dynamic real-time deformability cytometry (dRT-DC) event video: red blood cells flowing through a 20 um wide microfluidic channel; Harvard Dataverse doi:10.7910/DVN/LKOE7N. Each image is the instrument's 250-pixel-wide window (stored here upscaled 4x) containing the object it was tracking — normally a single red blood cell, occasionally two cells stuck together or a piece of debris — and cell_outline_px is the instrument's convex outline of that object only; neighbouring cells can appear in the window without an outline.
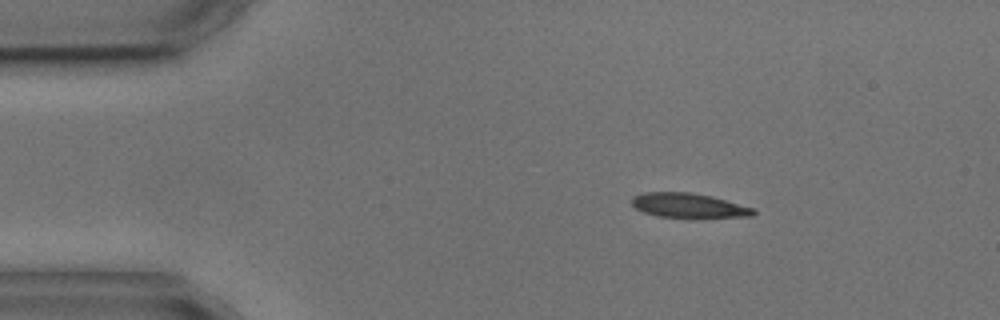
{"species": "common noctule bat (a hibernating species)", "species_latin": "Nyctalus noctula", "temperature_condition": "cold", "stored_images_in_passage": 5, "camera_frame_rate_fps": 3000, "um_per_image_px": 0.085, "animal": {"sex": "male", "body_mass_g": 17.9, "forearm_length_mm": 54.2}, "frame": {"image": 1, "passage_image": 1, "time_ms": 0.0, "image_size_px": [1000, 320], "cell_outline_px": [[756, 212], [752, 216], [660, 216], [644, 212], [636, 208], [632, 204], [632, 196], [644, 192], [688, 192], [712, 196], [752, 208]], "centroid_in_image_um": [58.46, 17.43], "position_along_channel_um": 26.5, "area_um2": 16.65}}
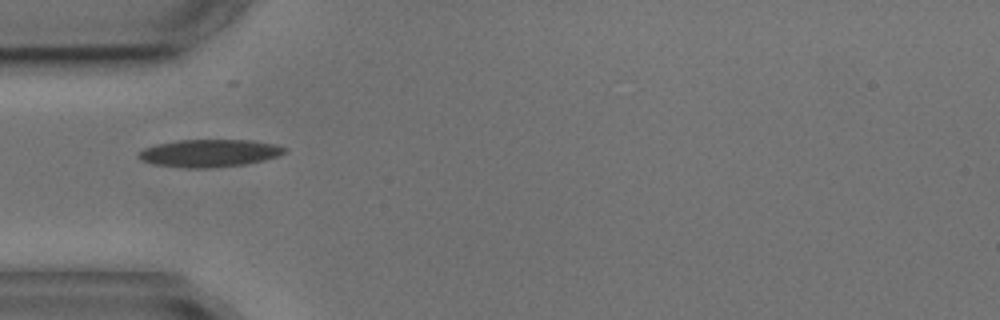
{"frame": {"image": 2, "passage_image": 4, "time_ms": 3.667, "image_size_px": [1000, 320], "cell_outline_px": [[288, 152], [280, 156], [248, 164], [208, 168], [188, 168], [152, 164], [140, 160], [136, 156], [136, 152], [144, 148], [156, 144], [180, 140], [252, 140], [276, 144], [288, 148]], "centroid_in_image_um": [17.82, 13.02], "position_along_channel_um": 67.2, "area_um2": 23.87}}